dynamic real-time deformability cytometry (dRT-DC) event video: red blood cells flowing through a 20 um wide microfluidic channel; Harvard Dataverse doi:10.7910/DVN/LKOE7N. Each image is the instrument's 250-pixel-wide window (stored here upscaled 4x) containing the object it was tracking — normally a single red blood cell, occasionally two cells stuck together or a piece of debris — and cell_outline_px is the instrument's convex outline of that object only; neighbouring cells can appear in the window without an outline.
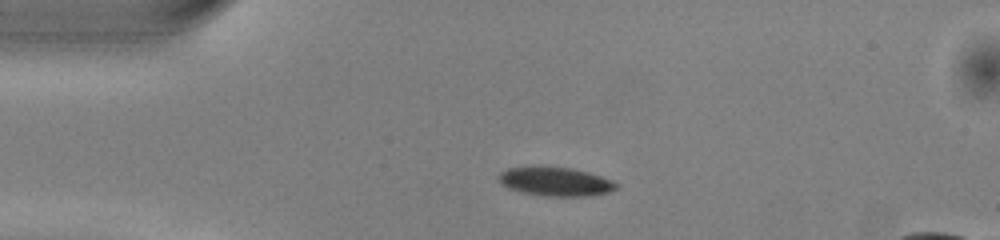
{"species": "common noctule bat (a hibernating species)", "species_latin": "Nyctalus noctula", "temperature_condition": "warm", "stored_images_in_passage": 40, "camera_frame_rate_fps": 3000, "um_per_image_px": 0.085, "animal": {"sex": "male", "body_mass_g": 13.0, "forearm_length_mm": 53.1}, "frame": {"image": 1, "passage_image": 1, "time_ms": 0.0, "image_size_px": [1000, 240], "cell_outline_px": [[620, 184], [616, 188], [608, 192], [588, 196], [544, 196], [524, 192], [508, 188], [496, 180], [496, 176], [500, 172], [508, 168], [572, 168], [588, 172], [612, 180]], "centroid_in_image_um": [47.21, 15.45], "position_along_channel_um": 37.8, "area_um2": 19.42}}
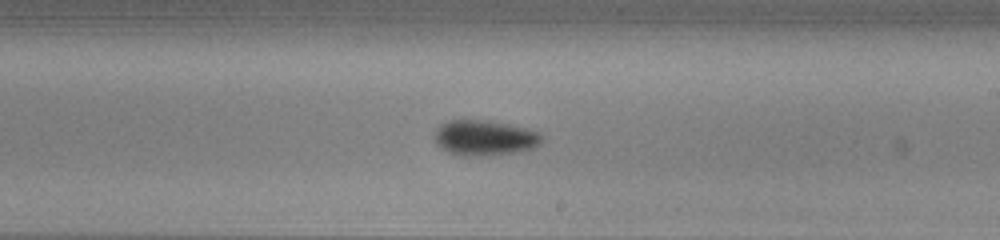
{"frame": {"image": 2, "passage_image": 19, "time_ms": 6.0, "image_size_px": [1000, 240], "cell_outline_px": [[544, 140], [540, 144], [532, 148], [516, 152], [476, 156], [460, 156], [448, 152], [436, 144], [432, 136], [440, 124], [448, 120], [492, 120], [540, 132], [544, 136]], "centroid_in_image_um": [41.17, 11.71], "position_along_channel_um": 247.8, "area_um2": 22.37}}
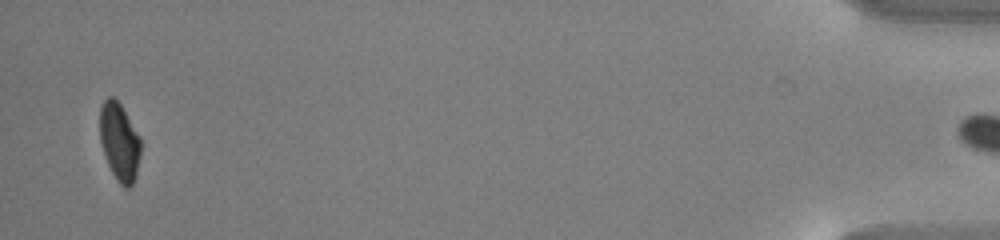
{"frame": {"image": 3, "passage_image": 39, "time_ms": 12.667, "image_size_px": [1000, 240], "cell_outline_px": [[140, 156], [136, 172], [132, 184], [128, 188], [124, 188], [116, 180], [108, 164], [100, 140], [100, 108], [104, 100], [108, 96], [112, 96], [120, 104], [140, 136]], "centroid_in_image_um": [10.15, 12.05], "position_along_channel_um": 425.1, "area_um2": 18.32}, "authors_computed_cell_mechanics": {"area_um2": 20.5479, "velocity_mm_per_s": 4.0338, "shape_relaxation_time_tau1_ms": 2.3653, "shape_relaxation_time_tau2_ms": null, "deformation_change_tau1": 0.1014, "deformation_change_tau2": null}}